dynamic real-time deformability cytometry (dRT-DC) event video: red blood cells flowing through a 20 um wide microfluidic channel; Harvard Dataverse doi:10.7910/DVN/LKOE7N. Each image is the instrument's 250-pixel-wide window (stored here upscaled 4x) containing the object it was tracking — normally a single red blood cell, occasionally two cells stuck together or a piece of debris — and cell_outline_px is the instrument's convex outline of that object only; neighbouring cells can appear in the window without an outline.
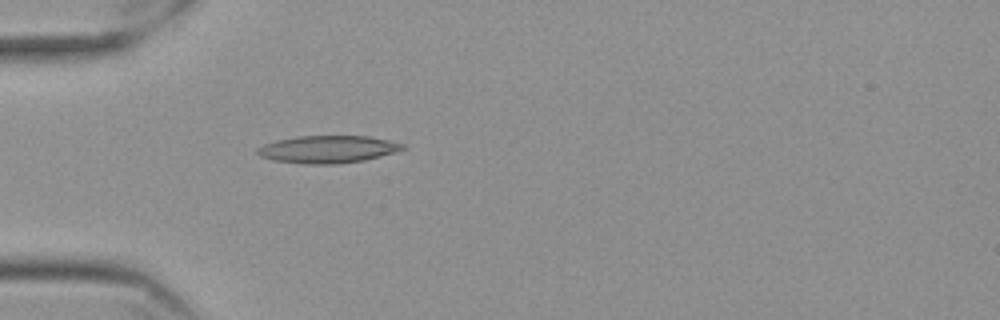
{"species": "Egyptian fruit bat (a non-hibernating species)", "species_latin": "Rousettus aegyptiacus", "temperature_condition": "cold", "stored_images_in_passage": 34, "camera_frame_rate_fps": 3000, "um_per_image_px": 0.085, "frame": {"image": 1, "passage_image": 1, "time_ms": 0.0, "image_size_px": [1000, 320], "cell_outline_px": [[404, 148], [396, 152], [364, 160], [336, 164], [308, 164], [272, 160], [260, 156], [256, 152], [256, 148], [264, 144], [276, 140], [296, 136], [368, 136], [388, 140], [404, 144]], "centroid_in_image_um": [27.83, 12.68], "position_along_channel_um": 57.2, "area_um2": 23.18}}
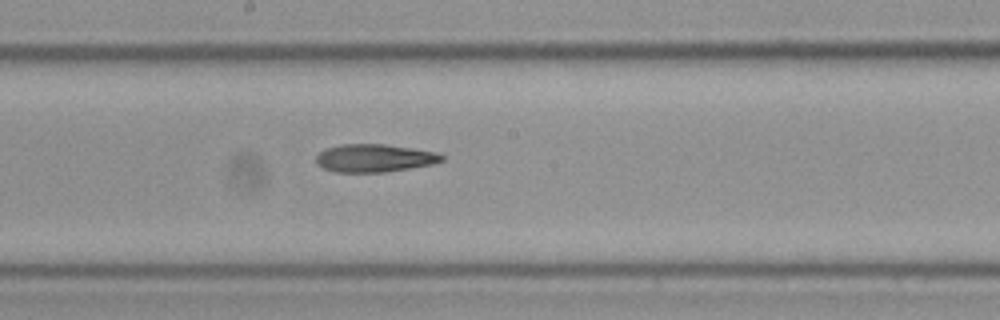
{"frame": {"image": 2, "passage_image": 15, "time_ms": 4.667, "image_size_px": [1000, 320], "cell_outline_px": [[444, 160], [432, 164], [384, 172], [336, 172], [324, 168], [316, 164], [316, 156], [324, 148], [340, 144], [384, 144], [440, 152], [444, 156]], "centroid_in_image_um": [31.82, 13.43], "position_along_channel_um": 216.4, "area_um2": 20.52}}
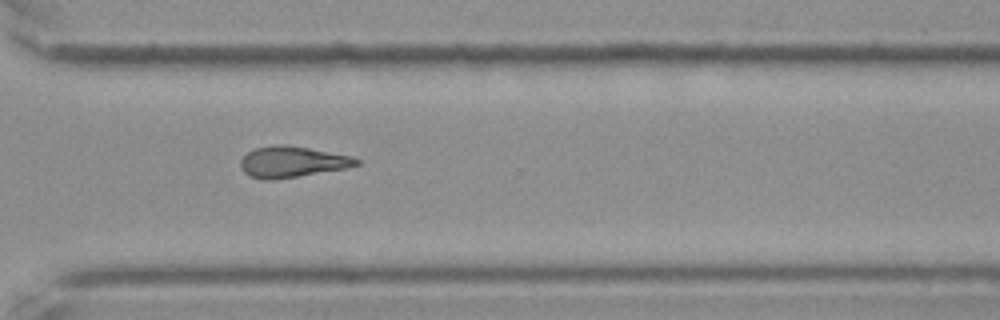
{"frame": {"image": 3, "passage_image": 26, "time_ms": 8.333, "image_size_px": [1000, 320], "cell_outline_px": [[360, 164], [348, 168], [272, 180], [264, 180], [248, 176], [240, 168], [240, 160], [252, 148], [276, 144], [284, 144], [308, 148], [352, 156], [360, 160]], "centroid_in_image_um": [24.8, 13.76], "position_along_channel_um": 345.8, "area_um2": 21.1}, "authors_computed_cell_mechanics": {"area_um2": 20.9525, "velocity_mm_per_s": 3.5306, "shape_relaxation_time_tau1_ms": null, "shape_relaxation_time_tau2_ms": 7.8597, "deformation_change_tau1": null, "deformation_change_tau2": 0.2164}}